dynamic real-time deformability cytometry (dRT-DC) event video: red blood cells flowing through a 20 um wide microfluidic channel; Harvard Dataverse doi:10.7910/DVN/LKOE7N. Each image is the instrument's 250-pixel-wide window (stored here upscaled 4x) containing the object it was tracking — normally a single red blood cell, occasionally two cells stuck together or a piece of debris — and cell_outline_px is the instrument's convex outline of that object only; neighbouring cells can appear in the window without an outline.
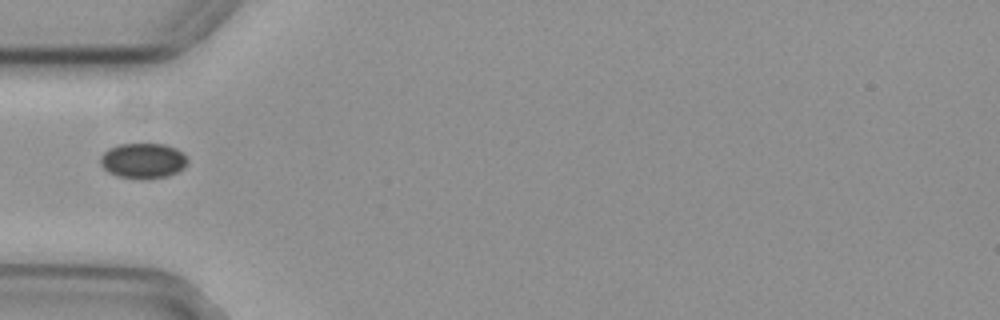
{"species": "common noctule bat (a hibernating species)", "species_latin": "Nyctalus noctula", "temperature_condition": "cold", "stored_images_in_passage": 35, "camera_frame_rate_fps": 3000, "um_per_image_px": 0.085, "animal": {"sex": "female", "body_mass_g": 29.2, "forearm_length_mm": 56.3}, "frame": {"image": 1, "passage_image": 1, "time_ms": 0.0, "image_size_px": [1000, 320], "cell_outline_px": [[188, 160], [184, 168], [168, 176], [148, 180], [116, 176], [108, 172], [100, 164], [100, 156], [108, 148], [120, 144], [164, 144], [176, 148], [184, 152]], "centroid_in_image_um": [12.17, 13.67], "position_along_channel_um": 72.8, "area_um2": 18.21}}
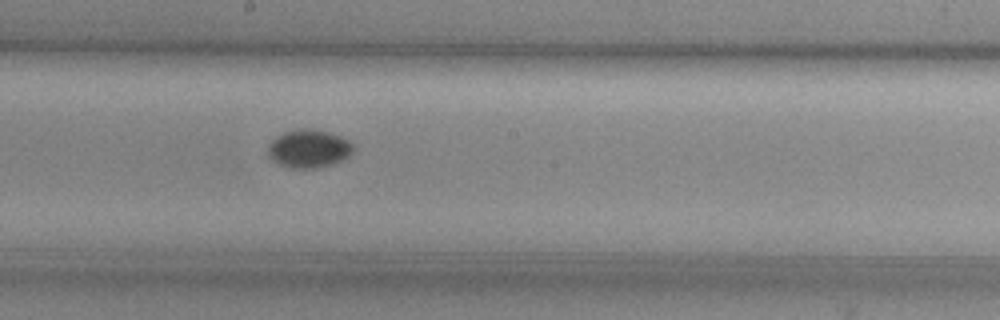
{"frame": {"image": 2, "passage_image": 13, "time_ms": 4.0, "image_size_px": [1000, 320], "cell_outline_px": [[352, 152], [348, 156], [332, 164], [316, 168], [292, 168], [280, 164], [272, 160], [268, 156], [268, 144], [276, 136], [284, 132], [300, 128], [312, 128], [328, 132], [340, 136], [348, 140], [352, 144]], "centroid_in_image_um": [26.21, 12.62], "position_along_channel_um": 222.0, "area_um2": 18.9}}
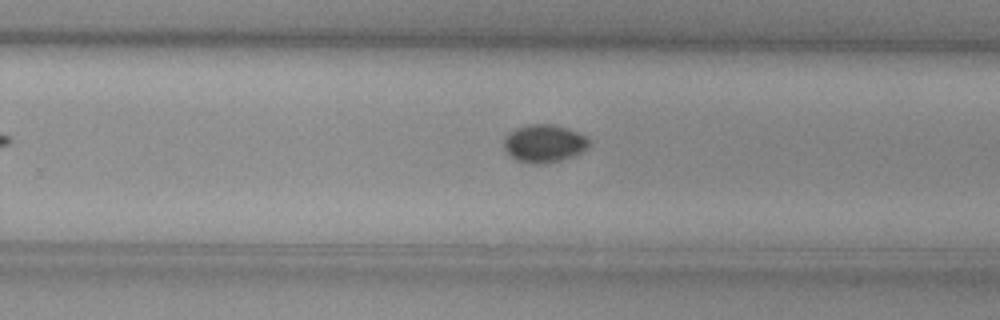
{"frame": {"image": 3, "passage_image": 18, "time_ms": 5.667, "image_size_px": [1000, 320], "cell_outline_px": [[592, 144], [580, 152], [572, 156], [560, 160], [544, 164], [532, 164], [516, 160], [504, 148], [504, 136], [516, 128], [528, 124], [552, 124], [568, 128], [588, 136], [592, 140]], "centroid_in_image_um": [46.28, 12.18], "position_along_channel_um": 283.5, "area_um2": 18.96}}